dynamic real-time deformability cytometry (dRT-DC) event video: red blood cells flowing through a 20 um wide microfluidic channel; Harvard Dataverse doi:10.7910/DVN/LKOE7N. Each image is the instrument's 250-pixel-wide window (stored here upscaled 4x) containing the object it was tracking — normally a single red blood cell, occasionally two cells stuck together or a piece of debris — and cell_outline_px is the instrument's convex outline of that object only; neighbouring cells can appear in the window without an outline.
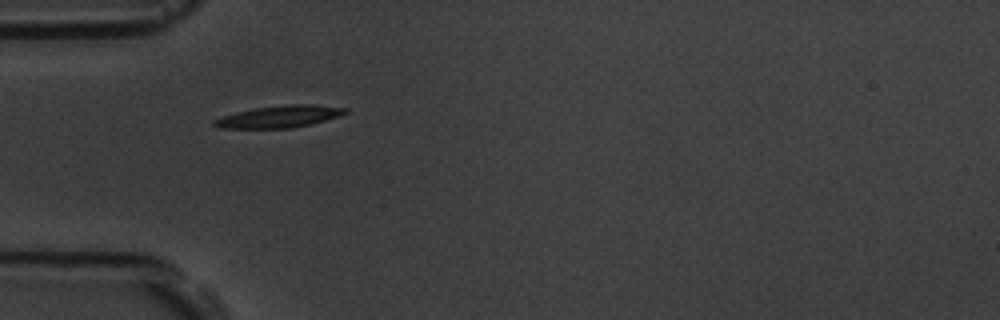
{"species": "common noctule bat (a hibernating species)", "species_latin": "Nyctalus noctula", "temperature_condition": "room temperature", "stored_images_in_passage": 37, "camera_frame_rate_fps": 3000, "um_per_image_px": 0.085, "animal": {"sex": "male", "body_mass_g": 19.5, "forearm_length_mm": 54.6}, "frame": {"image": 1, "passage_image": 1, "time_ms": 0.0, "image_size_px": [1000, 320], "cell_outline_px": [[348, 112], [340, 116], [312, 124], [288, 128], [220, 128], [212, 124], [212, 120], [236, 112], [256, 108], [288, 104], [312, 104], [348, 108]], "centroid_in_image_um": [23.78, 9.9], "position_along_channel_um": 61.2, "area_um2": 16.76}}
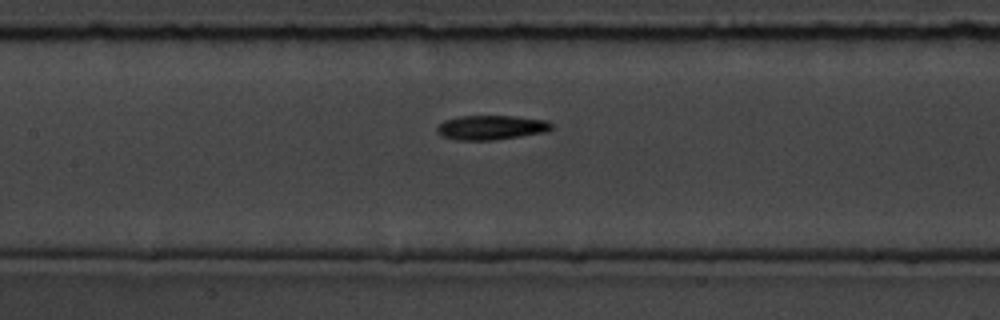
{"frame": {"image": 2, "passage_image": 10, "time_ms": 3.0, "image_size_px": [1000, 320], "cell_outline_px": [[552, 128], [548, 132], [492, 140], [456, 140], [440, 136], [436, 132], [436, 128], [444, 120], [456, 116], [516, 116], [544, 120], [552, 124]], "centroid_in_image_um": [41.71, 10.84], "position_along_channel_um": 165.7, "area_um2": 16.42}}
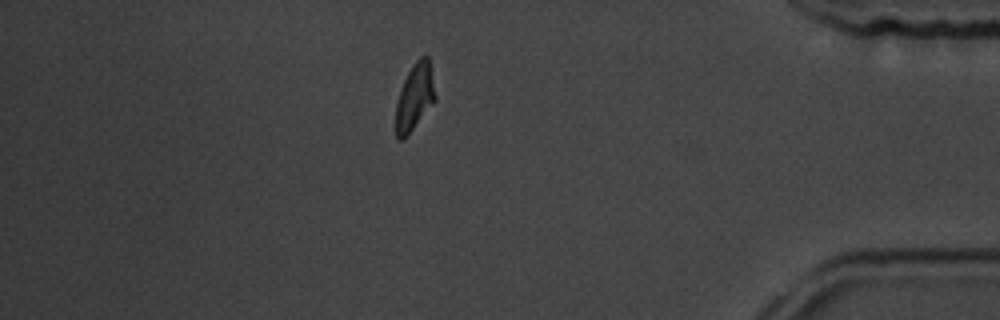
{"frame": {"image": 3, "passage_image": 33, "time_ms": 10.667, "image_size_px": [1000, 320], "cell_outline_px": [[436, 100], [408, 136], [404, 140], [396, 140], [396, 104], [404, 80], [412, 64], [420, 56], [428, 56], [436, 96]], "centroid_in_image_um": [35.25, 8.29], "position_along_channel_um": 400.0, "area_um2": 15.37}}